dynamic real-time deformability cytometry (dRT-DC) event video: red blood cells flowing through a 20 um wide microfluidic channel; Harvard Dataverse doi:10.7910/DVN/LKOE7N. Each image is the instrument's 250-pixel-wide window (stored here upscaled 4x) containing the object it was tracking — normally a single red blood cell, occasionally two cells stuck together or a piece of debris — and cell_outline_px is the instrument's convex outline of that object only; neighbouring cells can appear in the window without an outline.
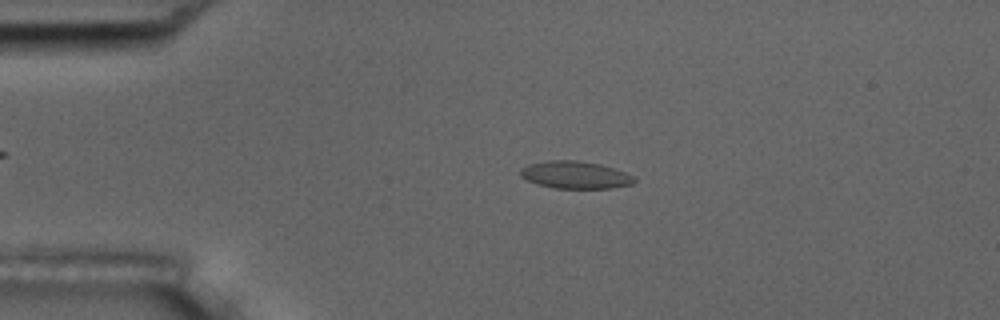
{"species": "common noctule bat (a hibernating species)", "species_latin": "Nyctalus noctula", "temperature_condition": "room temperature", "stored_images_in_passage": 4, "camera_frame_rate_fps": 3000, "um_per_image_px": 0.085, "animal": {"sex": "male", "body_mass_g": 17.5, "forearm_length_mm": 52.3}, "frame": {"image": 1, "passage_image": 3, "time_ms": 2.333, "image_size_px": [1000, 320], "cell_outline_px": [[636, 180], [632, 184], [612, 188], [556, 188], [536, 184], [520, 176], [520, 168], [528, 164], [548, 160], [576, 160], [600, 164], [636, 176]], "centroid_in_image_um": [48.88, 14.86], "position_along_channel_um": 36.1, "area_um2": 18.21}}